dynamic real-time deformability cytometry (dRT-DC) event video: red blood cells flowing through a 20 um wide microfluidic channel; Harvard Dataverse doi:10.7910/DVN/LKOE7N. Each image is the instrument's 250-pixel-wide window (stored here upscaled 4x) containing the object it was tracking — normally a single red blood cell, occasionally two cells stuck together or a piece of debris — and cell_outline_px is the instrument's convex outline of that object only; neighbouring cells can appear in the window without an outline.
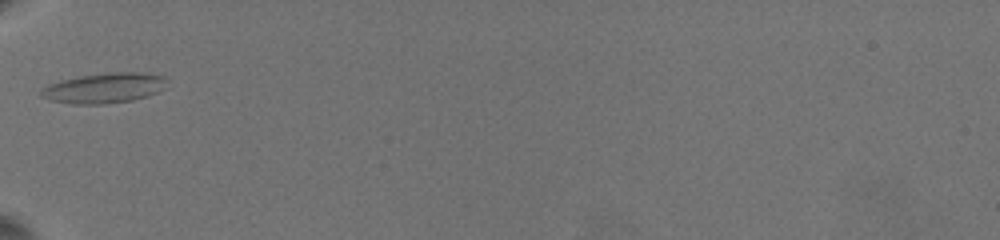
{"species": "common noctule bat (a hibernating species)", "species_latin": "Nyctalus noctula", "temperature_condition": "warm", "stored_images_in_passage": 25, "camera_frame_rate_fps": 3000, "um_per_image_px": 0.085, "animal": {"sex": "female", "body_mass_g": 19.5, "forearm_length_mm": 54.1}, "frame": {"image": 1, "passage_image": 1, "time_ms": 0.0, "image_size_px": [1000, 240], "cell_outline_px": [[168, 80], [164, 88], [148, 96], [132, 100], [104, 104], [72, 104], [52, 100], [40, 96], [40, 92], [48, 84], [80, 76], [116, 72], [136, 72], [160, 76]], "centroid_in_image_um": [8.86, 7.49], "position_along_channel_um": 76.1, "area_um2": 21.73}}
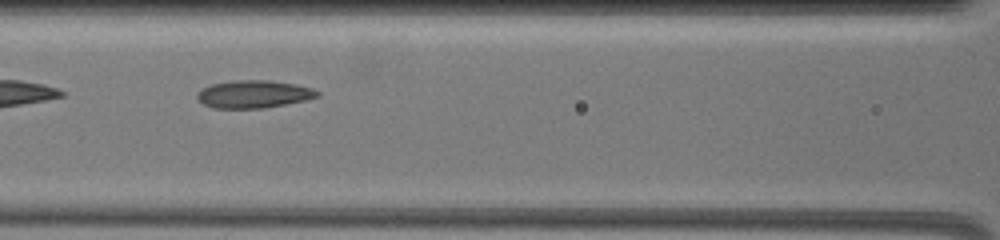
{"frame": {"image": 2, "passage_image": 4, "time_ms": 2.0, "image_size_px": [1000, 240], "cell_outline_px": [[320, 96], [304, 100], [264, 108], [212, 108], [204, 104], [196, 96], [196, 92], [200, 88], [212, 84], [236, 80], [268, 80], [296, 84], [312, 88], [320, 92]], "centroid_in_image_um": [21.55, 7.99], "position_along_channel_um": 145.1, "area_um2": 19.36}}
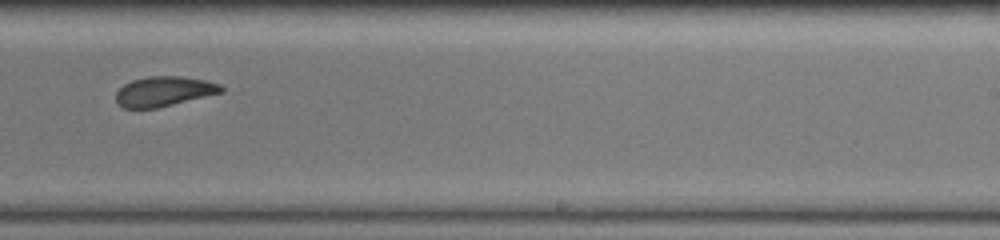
{"frame": {"image": 3, "passage_image": 10, "time_ms": 5.667, "image_size_px": [1000, 240], "cell_outline_px": [[224, 92], [156, 108], [124, 108], [116, 100], [116, 92], [124, 84], [132, 80], [148, 76], [180, 76], [204, 80], [220, 84], [224, 88]], "centroid_in_image_um": [13.95, 7.76], "position_along_channel_um": 275.1, "area_um2": 18.21}, "authors_computed_cell_mechanics": {"area_um2": 19.1896, "velocity_mm_per_s": 3.5616, "shape_relaxation_time_tau1_ms": 9.1611, "shape_relaxation_time_tau2_ms": 5.7969, "deformation_change_tau1": 0.175, "deformation_change_tau2": 0.1305}}